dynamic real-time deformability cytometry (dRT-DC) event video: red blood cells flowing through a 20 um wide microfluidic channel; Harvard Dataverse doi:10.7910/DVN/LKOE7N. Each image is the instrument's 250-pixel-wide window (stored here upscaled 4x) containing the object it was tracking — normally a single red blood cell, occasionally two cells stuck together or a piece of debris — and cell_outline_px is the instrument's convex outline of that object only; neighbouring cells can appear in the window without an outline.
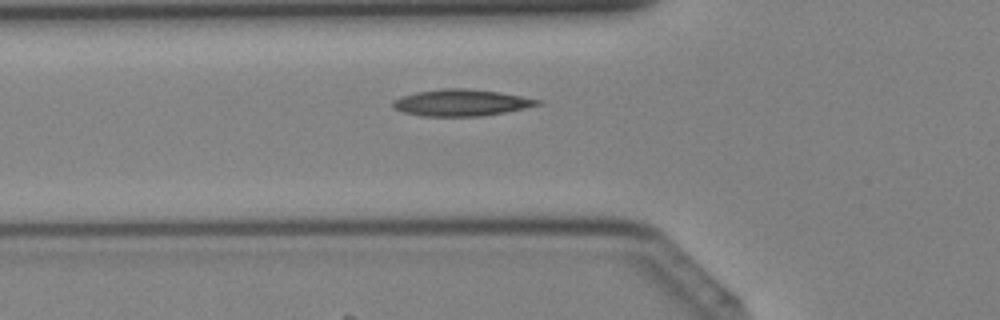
{"species": "Egyptian fruit bat (a non-hibernating species)", "species_latin": "Rousettus aegyptiacus", "temperature_condition": "cold", "stored_images_in_passage": 38, "camera_frame_rate_fps": 3000, "um_per_image_px": 0.085, "animal": {"sex": "female"}, "frame": {"image": 1, "passage_image": 12, "time_ms": 3.667, "image_size_px": [1000, 320], "cell_outline_px": [[544, 104], [484, 116], [420, 116], [404, 112], [392, 108], [392, 100], [400, 96], [416, 92], [444, 88], [464, 88], [500, 92], [540, 100]], "centroid_in_image_um": [39.17, 8.73], "position_along_channel_um": 86.6, "area_um2": 22.48}}
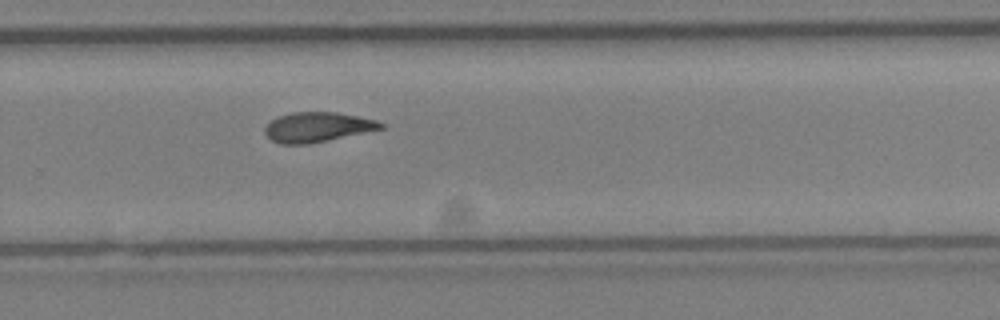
{"frame": {"image": 2, "passage_image": 25, "time_ms": 8.0, "image_size_px": [1000, 320], "cell_outline_px": [[384, 128], [328, 140], [308, 144], [280, 144], [272, 140], [264, 132], [264, 128], [276, 116], [292, 112], [336, 112], [376, 120], [384, 124]], "centroid_in_image_um": [26.95, 10.8], "position_along_channel_um": 302.9, "area_um2": 20.0}}
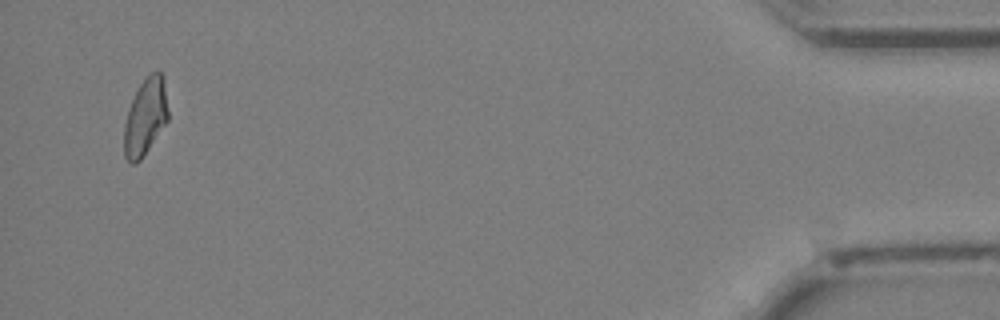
{"frame": {"image": 3, "passage_image": 37, "time_ms": 12.0, "image_size_px": [1000, 320], "cell_outline_px": [[168, 120], [140, 160], [136, 164], [132, 164], [124, 156], [124, 124], [128, 108], [140, 84], [156, 68], [164, 76], [168, 112]], "centroid_in_image_um": [12.36, 9.92], "position_along_channel_um": 422.8, "area_um2": 19.65}}